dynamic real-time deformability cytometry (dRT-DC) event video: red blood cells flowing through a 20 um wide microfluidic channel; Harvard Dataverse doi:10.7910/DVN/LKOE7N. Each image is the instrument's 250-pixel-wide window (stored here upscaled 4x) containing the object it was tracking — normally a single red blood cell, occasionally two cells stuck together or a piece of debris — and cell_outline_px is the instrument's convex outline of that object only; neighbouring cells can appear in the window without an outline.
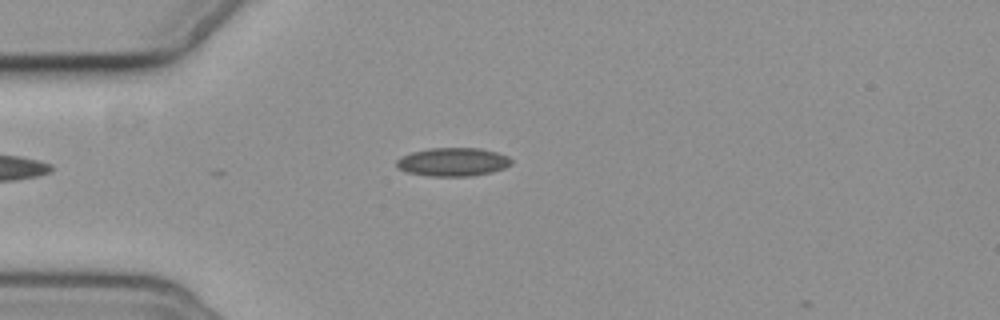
{"species": "common noctule bat (a hibernating species)", "species_latin": "Nyctalus noctula", "temperature_condition": "cold", "stored_images_in_passage": 5, "camera_frame_rate_fps": 3000, "um_per_image_px": 0.085, "animal": {"sex": "female", "body_mass_g": 19.3, "forearm_length_mm": 54.1}, "frame": {"image": 1, "passage_image": 2, "time_ms": 1.667, "image_size_px": [1000, 320], "cell_outline_px": [[512, 164], [504, 168], [492, 172], [472, 176], [428, 176], [408, 172], [396, 168], [396, 160], [412, 152], [432, 148], [480, 148], [496, 152], [508, 156], [512, 160]], "centroid_in_image_um": [38.51, 13.77], "position_along_channel_um": 46.5, "area_um2": 19.02}}
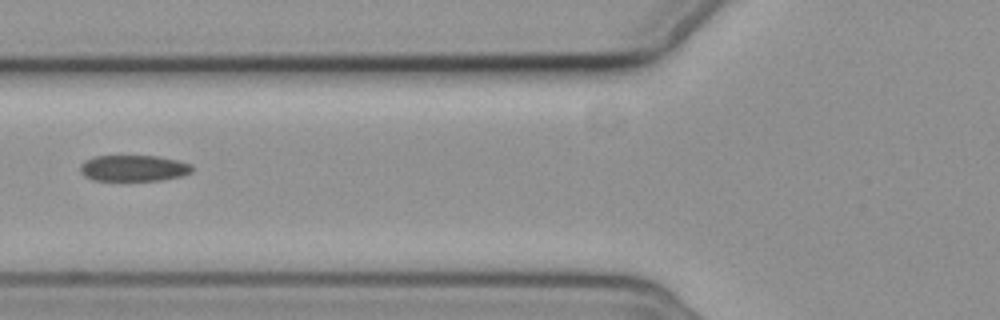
{"frame": {"image": 2, "passage_image": 4, "time_ms": 4.0, "image_size_px": [1000, 320], "cell_outline_px": [[192, 172], [184, 176], [160, 180], [92, 180], [84, 176], [80, 172], [80, 164], [84, 160], [92, 156], [156, 156], [176, 160], [192, 164]], "centroid_in_image_um": [11.34, 14.29], "position_along_channel_um": 114.5, "area_um2": 17.17}}
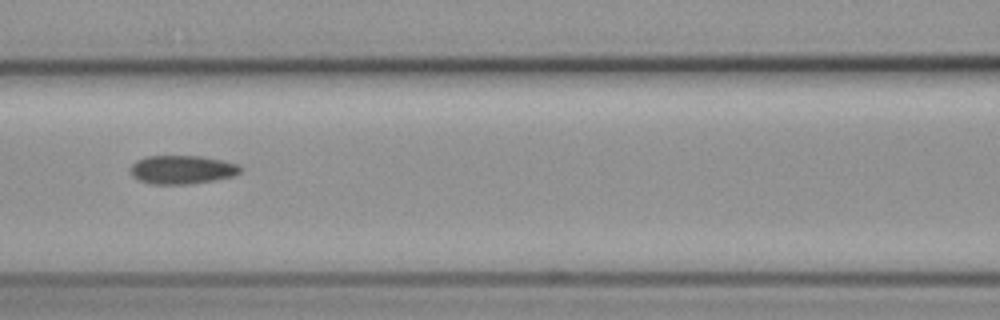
{"frame": {"image": 3, "passage_image": 5, "time_ms": 5.0, "image_size_px": [1000, 320], "cell_outline_px": [[240, 172], [232, 176], [192, 184], [152, 184], [140, 180], [132, 176], [128, 168], [136, 160], [144, 156], [200, 156], [220, 160], [236, 164], [240, 168]], "centroid_in_image_um": [15.39, 14.42], "position_along_channel_um": 151.2, "area_um2": 18.21}}